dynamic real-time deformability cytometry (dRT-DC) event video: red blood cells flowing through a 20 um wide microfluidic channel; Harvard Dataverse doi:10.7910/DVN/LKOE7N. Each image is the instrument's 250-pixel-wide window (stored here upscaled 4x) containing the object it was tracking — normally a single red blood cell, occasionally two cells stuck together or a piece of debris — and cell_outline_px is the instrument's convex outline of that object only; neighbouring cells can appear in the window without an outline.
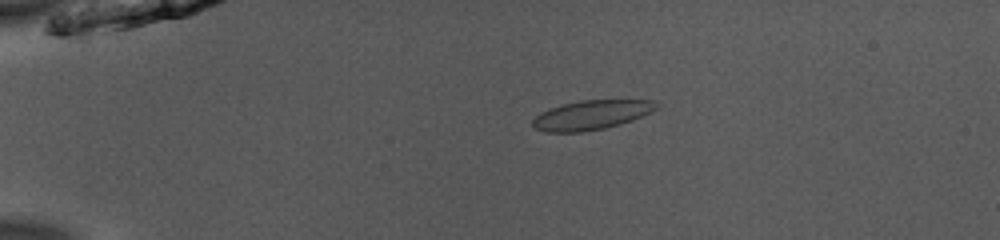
{"species": "common noctule bat (a hibernating species)", "species_latin": "Nyctalus noctula", "temperature_condition": "room temperature", "stored_images_in_passage": 52, "camera_frame_rate_fps": 3000, "um_per_image_px": 0.085, "animal": {"sex": "male", "body_mass_g": 13.0, "forearm_length_mm": 53.1}, "frame": {"image": 1, "passage_image": 12, "time_ms": 3.667, "image_size_px": [1000, 240], "cell_outline_px": [[660, 104], [656, 108], [632, 120], [620, 124], [604, 128], [584, 132], [548, 132], [536, 128], [532, 124], [532, 120], [540, 112], [564, 104], [580, 100], [656, 100]], "centroid_in_image_um": [50.27, 9.77], "position_along_channel_um": 34.7, "area_um2": 20.92}}
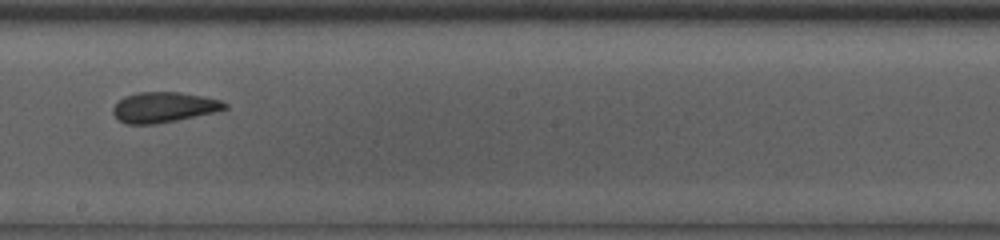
{"frame": {"image": 2, "passage_image": 31, "time_ms": 10.0, "image_size_px": [1000, 240], "cell_outline_px": [[228, 108], [216, 112], [156, 124], [128, 124], [116, 120], [112, 112], [112, 108], [124, 96], [136, 92], [180, 92], [220, 100], [228, 104]], "centroid_in_image_um": [13.89, 9.12], "position_along_channel_um": 234.3, "area_um2": 19.83}}
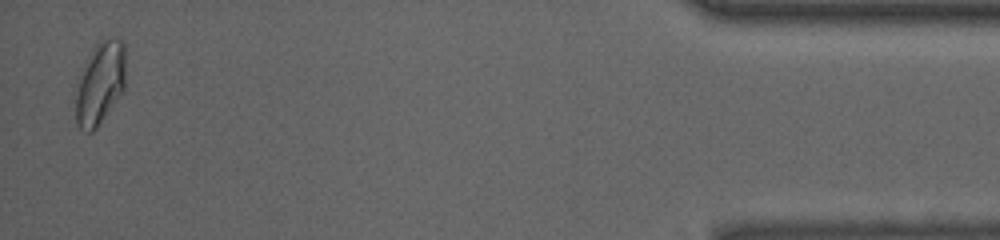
{"frame": {"image": 3, "passage_image": 51, "time_ms": 16.667, "image_size_px": [1000, 240], "cell_outline_px": [[124, 92], [96, 128], [92, 132], [84, 132], [76, 124], [76, 96], [80, 80], [92, 48], [96, 44], [112, 36], [120, 36], [124, 40]], "centroid_in_image_um": [8.55, 7.07], "position_along_channel_um": 426.7, "area_um2": 23.81}, "authors_computed_cell_mechanics": {"area_um2": 20.9814, "velocity_mm_per_s": 3.9617, "shape_relaxation_time_tau1_ms": 5.7572, "shape_relaxation_time_tau2_ms": 1.5565, "deformation_change_tau1": 0.1215, "deformation_change_tau2": 0.0741}}